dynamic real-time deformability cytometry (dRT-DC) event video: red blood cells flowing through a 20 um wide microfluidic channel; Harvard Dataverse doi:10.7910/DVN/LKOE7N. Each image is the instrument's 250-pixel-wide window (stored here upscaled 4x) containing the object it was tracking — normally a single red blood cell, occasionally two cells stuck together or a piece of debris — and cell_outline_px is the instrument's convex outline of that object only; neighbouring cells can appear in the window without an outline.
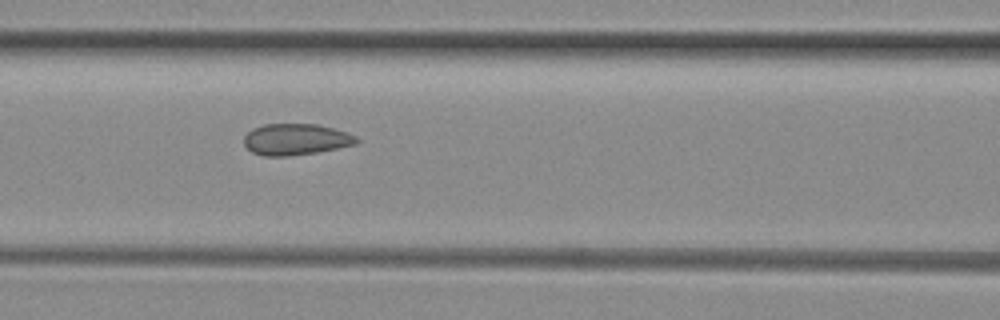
{"species": "common noctule bat (a hibernating species)", "species_latin": "Nyctalus noctula", "temperature_condition": "room temperature", "stored_images_in_passage": 7, "camera_frame_rate_fps": 3000, "um_per_image_px": 0.085, "animal": {"sex": "female", "body_mass_g": 29.2, "forearm_length_mm": 56.3}, "frame": {"image": 1, "passage_image": 7, "time_ms": 2.0, "image_size_px": [1000, 320], "cell_outline_px": [[360, 140], [356, 144], [316, 152], [288, 156], [264, 156], [252, 152], [244, 144], [244, 136], [252, 128], [264, 124], [316, 124], [332, 128], [356, 136]], "centroid_in_image_um": [25.11, 11.84], "position_along_channel_um": 141.5, "area_um2": 20.4}}